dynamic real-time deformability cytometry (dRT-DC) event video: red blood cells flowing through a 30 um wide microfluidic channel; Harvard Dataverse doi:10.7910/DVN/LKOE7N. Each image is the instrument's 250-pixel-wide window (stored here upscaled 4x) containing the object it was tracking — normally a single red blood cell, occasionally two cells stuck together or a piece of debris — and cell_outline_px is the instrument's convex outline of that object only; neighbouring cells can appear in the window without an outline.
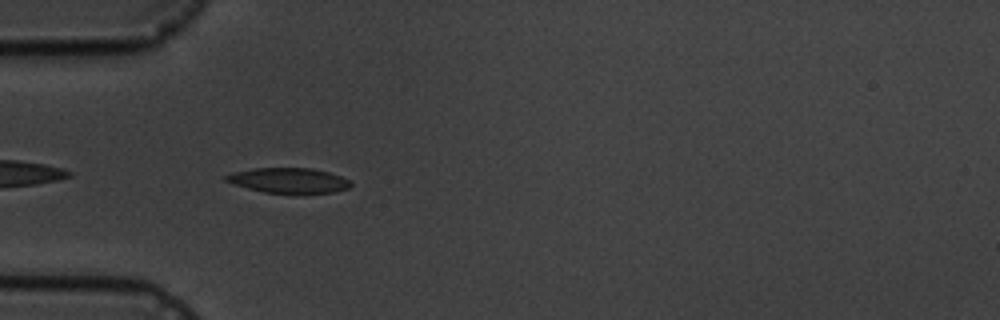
{"species": "common noctule bat (a hibernating species)", "species_latin": "Nyctalus noctula", "temperature_condition": "cold", "stored_images_in_passage": 7, "camera_frame_rate_fps": 3000, "um_per_image_px": 0.085, "animal": {"sex": "male", "body_mass_g": 19.5, "forearm_length_mm": 54.6}, "frame": {"image": 1, "passage_image": 6, "time_ms": 5.667, "image_size_px": [1000, 320], "cell_outline_px": [[352, 184], [348, 188], [332, 192], [264, 192], [248, 188], [224, 180], [224, 176], [232, 172], [256, 168], [312, 168], [328, 172], [340, 176], [348, 180]], "centroid_in_image_um": [24.51, 15.31], "position_along_channel_um": 60.5, "area_um2": 17.74}}